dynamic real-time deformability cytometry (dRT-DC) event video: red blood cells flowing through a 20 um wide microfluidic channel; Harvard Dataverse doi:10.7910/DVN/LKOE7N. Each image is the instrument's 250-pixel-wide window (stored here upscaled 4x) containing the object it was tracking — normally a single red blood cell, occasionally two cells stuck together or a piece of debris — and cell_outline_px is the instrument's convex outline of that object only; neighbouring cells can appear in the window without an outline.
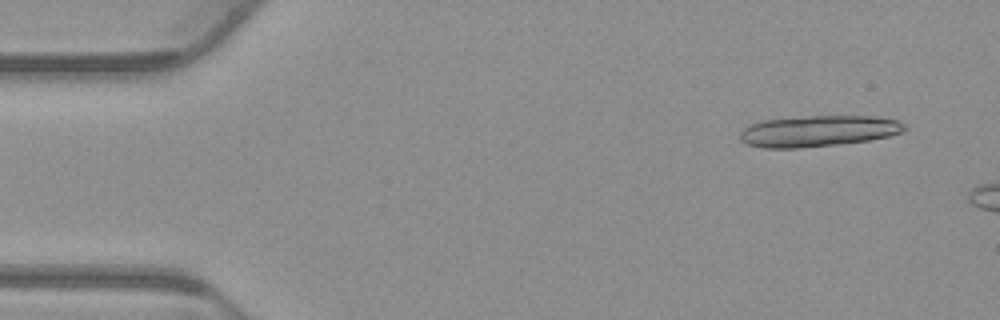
{"species": "common noctule bat (a hibernating species)", "species_latin": "Nyctalus noctula", "temperature_condition": "warm", "stored_images_in_passage": 8, "camera_frame_rate_fps": 3000, "um_per_image_px": 0.085, "animal": {"sex": "male", "body_mass_g": 23.1, "forearm_length_mm": 52.7}, "frame": {"image": 1, "passage_image": 4, "time_ms": 1.0, "image_size_px": [1000, 320], "cell_outline_px": [[908, 128], [900, 132], [888, 136], [868, 140], [840, 144], [800, 148], [764, 148], [748, 144], [740, 140], [740, 132], [744, 128], [752, 124], [764, 120], [812, 116], [868, 116], [896, 120], [904, 124]], "centroid_in_image_um": [69.53, 11.15], "position_along_channel_um": 15.5, "area_um2": 29.54}}